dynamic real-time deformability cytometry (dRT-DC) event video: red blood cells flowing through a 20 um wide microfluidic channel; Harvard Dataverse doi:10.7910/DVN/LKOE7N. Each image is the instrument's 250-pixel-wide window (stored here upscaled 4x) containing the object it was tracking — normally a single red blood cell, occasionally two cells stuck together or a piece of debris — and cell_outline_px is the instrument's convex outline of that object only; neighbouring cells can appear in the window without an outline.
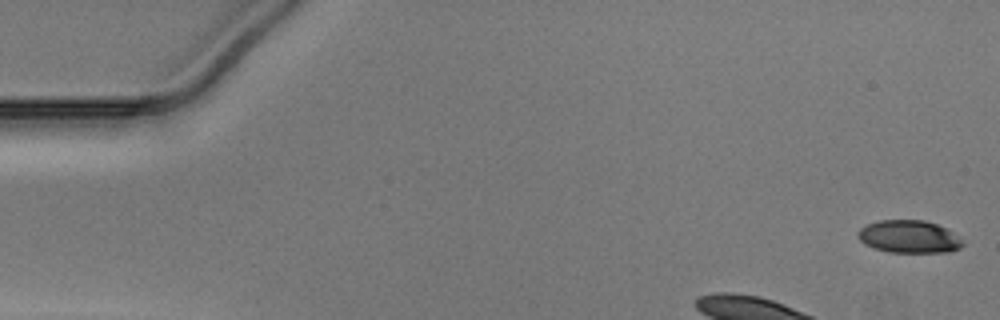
{"species": "Egyptian fruit bat (a non-hibernating species)", "species_latin": "Rousettus aegyptiacus", "temperature_condition": "warm", "stored_images_in_passage": 35, "camera_frame_rate_fps": 3000, "um_per_image_px": 0.085, "animal": {"sex": "male"}, "frame": {"image": 1, "passage_image": 1, "time_ms": 0.0, "image_size_px": [1000, 320], "cell_outline_px": [[964, 244], [960, 248], [948, 252], [888, 252], [872, 248], [864, 244], [856, 236], [856, 232], [860, 228], [868, 224], [880, 220], [924, 220], [936, 224], [952, 232]], "centroid_in_image_um": [77.2, 20.12], "position_along_channel_um": 7.8, "area_um2": 19.88}}
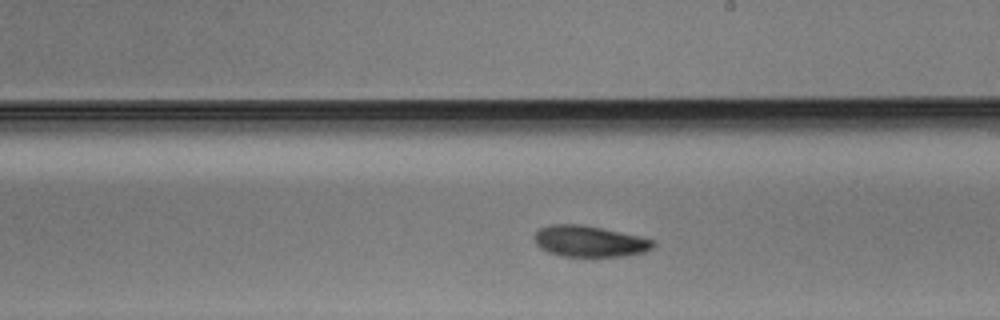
{"frame": {"image": 2, "passage_image": 24, "time_ms": 7.667, "image_size_px": [1000, 320], "cell_outline_px": [[656, 244], [652, 248], [644, 252], [624, 256], [564, 256], [548, 252], [540, 248], [536, 244], [532, 236], [540, 228], [548, 224], [580, 224], [640, 236], [656, 240]], "centroid_in_image_um": [50.1, 20.5], "position_along_channel_um": 238.9, "area_um2": 21.62}}
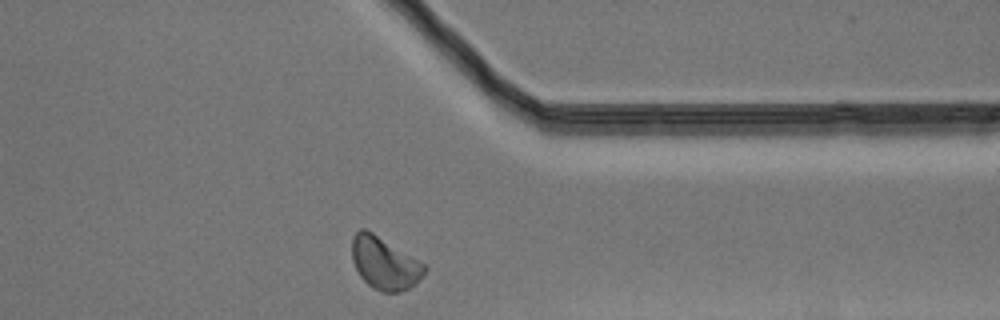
{"frame": {"image": 3, "passage_image": 35, "time_ms": 11.333, "image_size_px": [1000, 320], "cell_outline_px": [[428, 268], [424, 276], [416, 284], [400, 292], [384, 292], [372, 288], [360, 276], [352, 260], [352, 236], [360, 228], [364, 228], [372, 232], [428, 264]], "centroid_in_image_um": [32.73, 22.37], "position_along_channel_um": 378.7, "area_um2": 22.54}}